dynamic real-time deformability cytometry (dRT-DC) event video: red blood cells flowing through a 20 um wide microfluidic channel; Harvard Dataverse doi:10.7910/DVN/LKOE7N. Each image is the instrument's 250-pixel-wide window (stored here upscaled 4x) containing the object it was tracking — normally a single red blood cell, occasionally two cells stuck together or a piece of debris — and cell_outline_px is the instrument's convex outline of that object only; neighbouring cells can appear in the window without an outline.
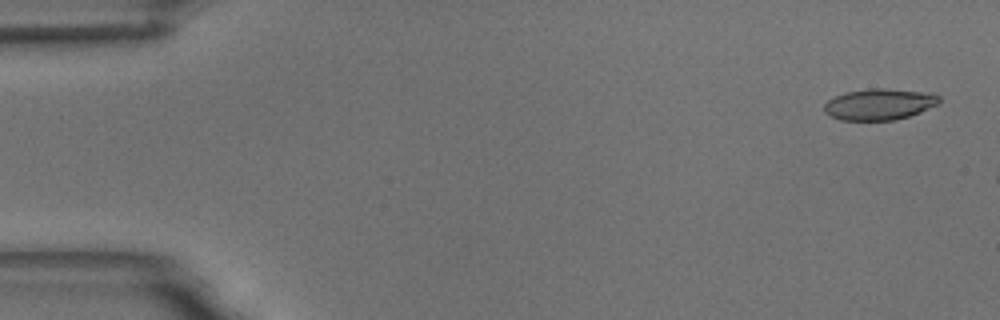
{"species": "common noctule bat (a hibernating species)", "species_latin": "Nyctalus noctula", "temperature_condition": "room temperature", "stored_images_in_passage": 9, "camera_frame_rate_fps": 3000, "um_per_image_px": 0.085, "animal": {"sex": "male", "body_mass_g": 18.8}, "frame": {"image": 1, "passage_image": 2, "time_ms": 0.333, "image_size_px": [1000, 320], "cell_outline_px": [[940, 104], [920, 112], [908, 116], [892, 120], [840, 120], [824, 112], [824, 104], [828, 100], [844, 92], [872, 88], [884, 88], [920, 92], [940, 96]], "centroid_in_image_um": [74.72, 8.86], "position_along_channel_um": 10.3, "area_um2": 20.75}}